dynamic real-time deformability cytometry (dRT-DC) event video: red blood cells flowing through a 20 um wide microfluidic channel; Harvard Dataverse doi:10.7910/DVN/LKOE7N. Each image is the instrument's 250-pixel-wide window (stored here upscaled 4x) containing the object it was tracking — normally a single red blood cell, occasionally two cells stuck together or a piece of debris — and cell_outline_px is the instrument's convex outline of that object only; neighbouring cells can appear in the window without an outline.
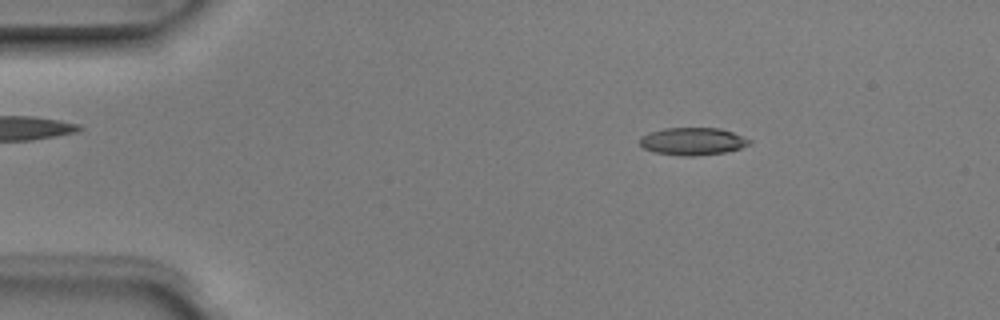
{"species": "Egyptian fruit bat (a non-hibernating species)", "species_latin": "Rousettus aegyptiacus", "temperature_condition": "room temperature", "stored_images_in_passage": 3, "camera_frame_rate_fps": 3000, "um_per_image_px": 0.085, "animal": {"sex": "male"}, "frame": {"image": 1, "passage_image": 1, "time_ms": 0.0, "image_size_px": [1000, 320], "cell_outline_px": [[752, 140], [748, 144], [740, 148], [724, 152], [696, 156], [680, 156], [652, 152], [644, 148], [640, 144], [640, 136], [648, 132], [664, 128], [720, 128], [732, 132]], "centroid_in_image_um": [58.83, 12.01], "position_along_channel_um": 26.2, "area_um2": 17.63}}
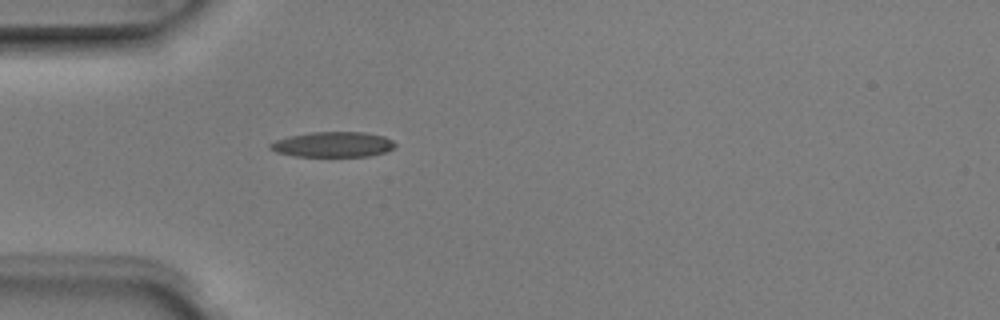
{"frame": {"image": 2, "passage_image": 3, "time_ms": 0.667, "image_size_px": [1000, 320], "cell_outline_px": [[396, 144], [392, 148], [384, 152], [368, 156], [296, 156], [276, 152], [268, 148], [268, 144], [276, 140], [288, 136], [312, 132], [364, 132], [384, 136], [392, 140]], "centroid_in_image_um": [28.27, 12.27], "position_along_channel_um": 56.7, "area_um2": 18.32}}